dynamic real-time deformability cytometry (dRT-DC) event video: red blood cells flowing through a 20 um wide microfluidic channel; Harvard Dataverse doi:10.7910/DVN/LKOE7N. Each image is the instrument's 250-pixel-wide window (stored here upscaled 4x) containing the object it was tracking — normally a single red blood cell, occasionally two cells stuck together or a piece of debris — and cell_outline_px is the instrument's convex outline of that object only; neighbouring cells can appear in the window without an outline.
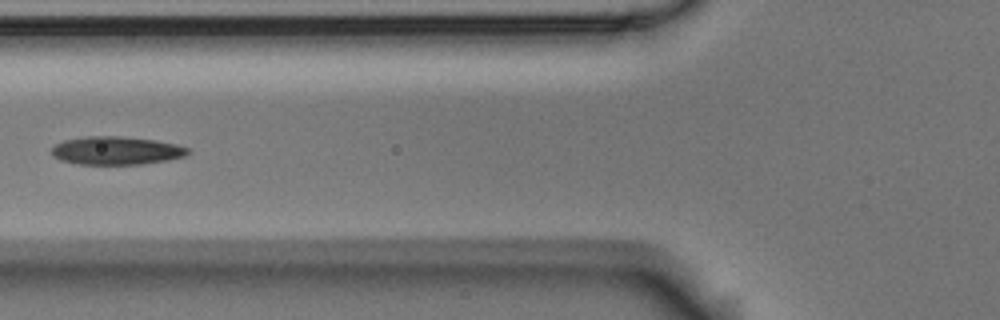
{"species": "Egyptian fruit bat (a non-hibernating species)", "species_latin": "Rousettus aegyptiacus", "temperature_condition": "room temperature", "stored_images_in_passage": 9, "camera_frame_rate_fps": 3000, "um_per_image_px": 0.085, "animal": {"sex": "male"}, "frame": {"image": 1, "passage_image": 6, "time_ms": 1.667, "image_size_px": [1000, 320], "cell_outline_px": [[188, 152], [184, 156], [168, 160], [140, 164], [80, 164], [60, 160], [52, 156], [52, 148], [56, 144], [64, 140], [88, 136], [120, 136], [156, 140], [176, 144], [188, 148]], "centroid_in_image_um": [9.87, 12.8], "position_along_channel_um": 115.9, "area_um2": 22.25}}
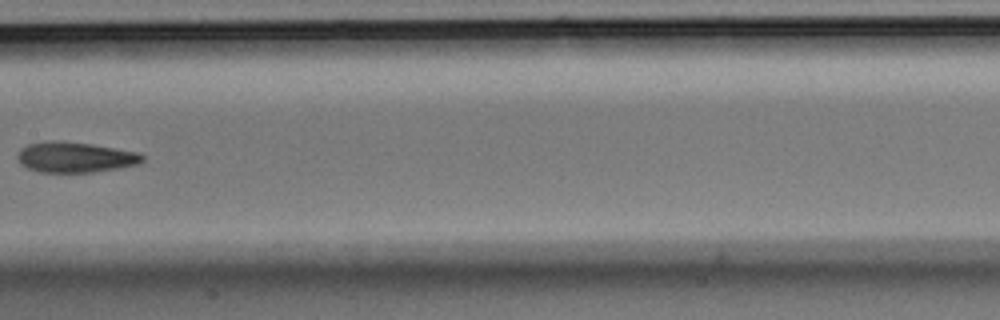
{"frame": {"image": 2, "passage_image": 8, "time_ms": 2.333, "image_size_px": [1000, 320], "cell_outline_px": [[144, 160], [136, 164], [116, 168], [92, 172], [40, 172], [28, 168], [20, 164], [16, 156], [20, 148], [28, 144], [52, 140], [60, 140], [92, 144], [136, 152], [144, 156]], "centroid_in_image_um": [6.32, 13.35], "position_along_channel_um": 201.1, "area_um2": 22.08}}
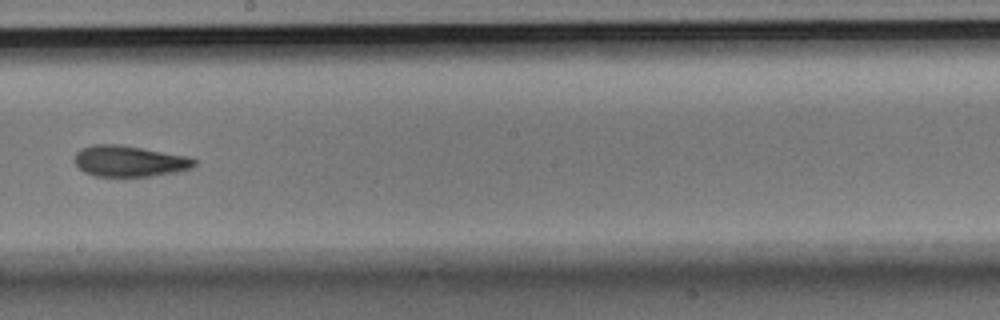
{"frame": {"image": 3, "passage_image": 9, "time_ms": 2.667, "image_size_px": [1000, 320], "cell_outline_px": [[196, 164], [192, 168], [176, 172], [152, 176], [96, 176], [84, 172], [72, 160], [76, 152], [80, 148], [92, 144], [120, 144], [188, 156], [196, 160]], "centroid_in_image_um": [10.97, 13.69], "position_along_channel_um": 237.2, "area_um2": 21.85}}